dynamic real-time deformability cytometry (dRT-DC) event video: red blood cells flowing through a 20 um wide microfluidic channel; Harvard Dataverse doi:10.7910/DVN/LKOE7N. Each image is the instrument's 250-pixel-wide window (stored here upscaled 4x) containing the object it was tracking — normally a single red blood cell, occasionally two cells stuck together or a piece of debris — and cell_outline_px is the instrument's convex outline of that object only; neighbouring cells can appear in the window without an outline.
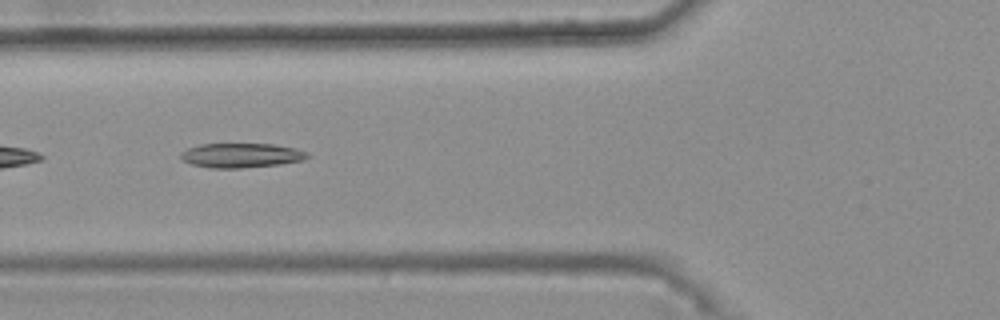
{"species": "common noctule bat (a hibernating species)", "species_latin": "Nyctalus noctula", "temperature_condition": "warm", "stored_images_in_passage": 12, "camera_frame_rate_fps": 3000, "um_per_image_px": 0.085, "animal": {"sex": "female", "body_mass_g": 25.1}, "frame": {"image": 1, "passage_image": 6, "time_ms": 1.667, "image_size_px": [1000, 320], "cell_outline_px": [[312, 156], [300, 160], [280, 164], [240, 168], [212, 168], [192, 164], [184, 160], [180, 156], [180, 152], [188, 148], [200, 144], [272, 144], [296, 148], [308, 152]], "centroid_in_image_um": [20.52, 13.2], "position_along_channel_um": 105.3, "area_um2": 17.98}}
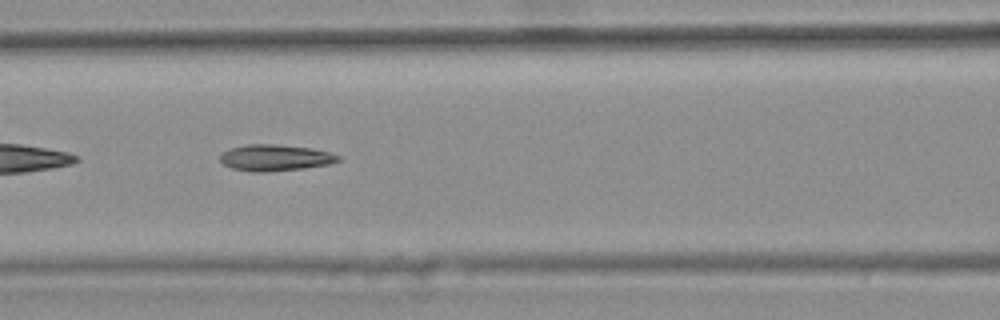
{"frame": {"image": 2, "passage_image": 9, "time_ms": 2.667, "image_size_px": [1000, 320], "cell_outline_px": [[340, 160], [332, 164], [304, 168], [264, 172], [252, 172], [232, 168], [224, 164], [220, 160], [220, 156], [224, 152], [232, 148], [248, 144], [276, 144], [312, 148], [328, 152], [340, 156]], "centroid_in_image_um": [23.42, 13.41], "position_along_channel_um": 143.2, "area_um2": 18.03}}